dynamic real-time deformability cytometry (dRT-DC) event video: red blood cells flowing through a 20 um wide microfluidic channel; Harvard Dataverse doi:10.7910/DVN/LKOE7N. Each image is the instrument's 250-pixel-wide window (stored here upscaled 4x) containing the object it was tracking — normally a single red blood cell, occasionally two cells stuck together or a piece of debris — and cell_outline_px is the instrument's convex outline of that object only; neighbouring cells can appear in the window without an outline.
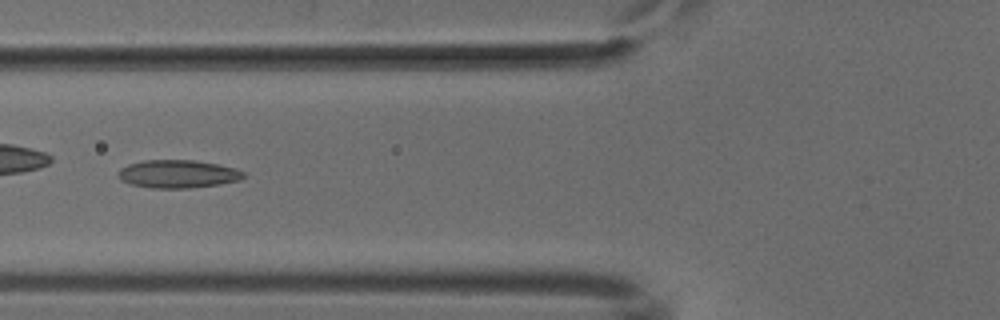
{"species": "common noctule bat (a hibernating species)", "species_latin": "Nyctalus noctula", "temperature_condition": "cold", "stored_images_in_passage": 42, "camera_frame_rate_fps": 3000, "um_per_image_px": 0.085, "animal": {"sex": "male", "body_mass_g": 18.8}, "frame": {"image": 1, "passage_image": 13, "time_ms": 4.0, "image_size_px": [1000, 320], "cell_outline_px": [[244, 176], [236, 180], [216, 184], [188, 188], [152, 188], [132, 184], [120, 180], [116, 172], [120, 168], [128, 164], [144, 160], [196, 160], [236, 168], [244, 172]], "centroid_in_image_um": [15.05, 14.77], "position_along_channel_um": 110.8, "area_um2": 20.29}}
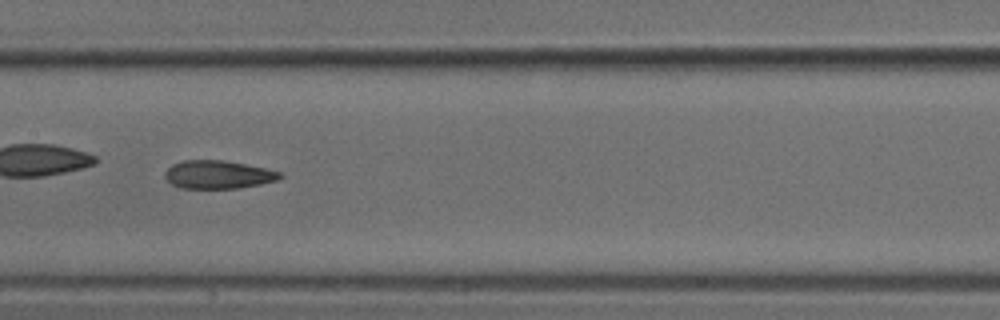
{"frame": {"image": 2, "passage_image": 19, "time_ms": 6.0, "image_size_px": [1000, 320], "cell_outline_px": [[284, 176], [280, 180], [240, 188], [180, 188], [172, 184], [164, 176], [164, 172], [172, 164], [184, 160], [224, 160], [264, 168], [280, 172]], "centroid_in_image_um": [18.54, 14.84], "position_along_channel_um": 188.9, "area_um2": 18.9}}